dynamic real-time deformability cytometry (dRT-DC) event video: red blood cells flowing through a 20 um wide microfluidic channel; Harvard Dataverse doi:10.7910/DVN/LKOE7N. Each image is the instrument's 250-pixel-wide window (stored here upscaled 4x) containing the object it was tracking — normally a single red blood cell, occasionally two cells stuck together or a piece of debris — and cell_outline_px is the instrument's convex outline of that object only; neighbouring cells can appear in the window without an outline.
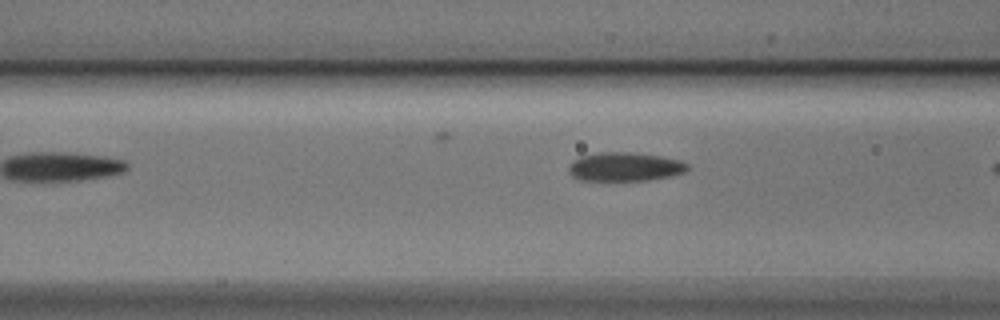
{"species": "Egyptian fruit bat (a non-hibernating species)", "species_latin": "Rousettus aegyptiacus", "temperature_condition": "cold", "stored_images_in_passage": 6, "camera_frame_rate_fps": 3000, "um_per_image_px": 0.085, "animal": {"sex": "male"}, "frame": {"image": 1, "passage_image": 5, "time_ms": 1.333, "image_size_px": [1000, 320], "cell_outline_px": [[688, 168], [684, 172], [668, 176], [648, 180], [580, 180], [572, 176], [568, 172], [568, 164], [572, 160], [580, 156], [600, 152], [632, 152], [660, 156], [680, 160], [688, 164]], "centroid_in_image_um": [53.06, 14.16], "position_along_channel_um": 113.5, "area_um2": 19.94}}